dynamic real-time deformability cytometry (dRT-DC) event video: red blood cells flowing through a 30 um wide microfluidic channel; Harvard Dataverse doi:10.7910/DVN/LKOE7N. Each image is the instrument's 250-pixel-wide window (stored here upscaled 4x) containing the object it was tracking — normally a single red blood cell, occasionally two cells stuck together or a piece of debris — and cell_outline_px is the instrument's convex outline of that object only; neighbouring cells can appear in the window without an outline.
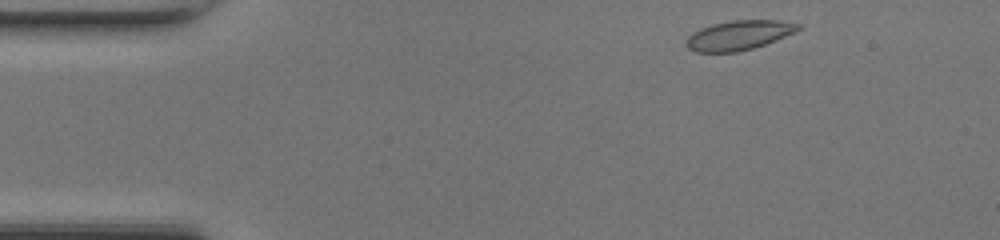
{"species": "common noctule bat (a hibernating species)", "species_latin": "Nyctalus noctula", "temperature_condition": "room temperature", "stored_images_in_passage": 42, "camera_frame_rate_fps": 3000, "um_per_image_px": 0.085, "animal": {"sex": "female", "body_mass_g": 17.0, "forearm_length_mm": 48.0}, "frame": {"image": 1, "passage_image": 1, "time_ms": 0.0, "image_size_px": [1000, 240], "cell_outline_px": [[800, 28], [796, 32], [776, 40], [752, 48], [736, 52], [696, 52], [688, 48], [684, 44], [688, 36], [692, 32], [700, 28], [712, 24], [732, 20], [776, 20], [800, 24]], "centroid_in_image_um": [62.76, 2.99], "position_along_channel_um": 22.2, "area_um2": 19.25}}
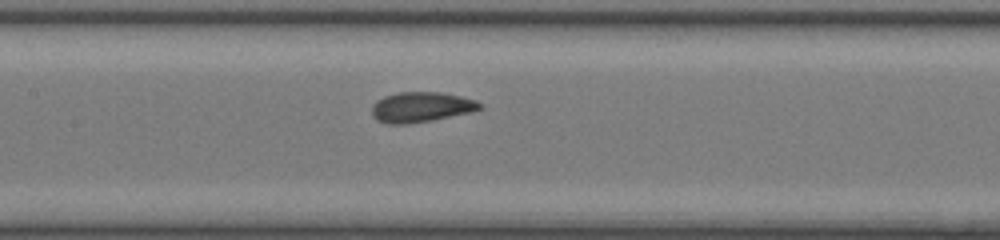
{"frame": {"image": 2, "passage_image": 17, "time_ms": 5.333, "image_size_px": [1000, 240], "cell_outline_px": [[484, 108], [468, 112], [432, 120], [408, 124], [388, 124], [376, 120], [372, 116], [372, 104], [376, 100], [384, 96], [396, 92], [440, 92], [460, 96], [476, 100], [484, 104]], "centroid_in_image_um": [35.77, 9.1], "position_along_channel_um": 171.6, "area_um2": 19.13}}
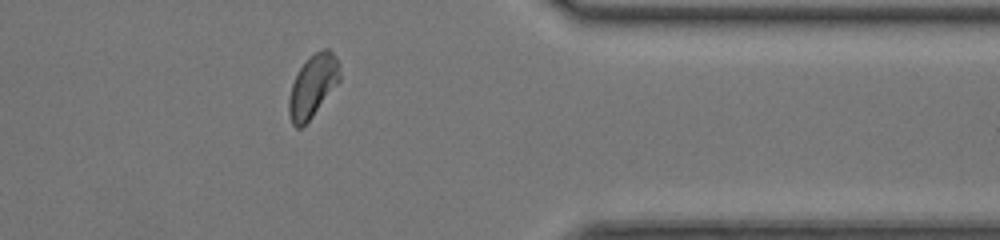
{"frame": {"image": 3, "passage_image": 33, "time_ms": 10.667, "image_size_px": [1000, 240], "cell_outline_px": [[340, 80], [312, 116], [300, 128], [296, 128], [292, 124], [288, 112], [288, 100], [292, 84], [300, 68], [308, 56], [324, 48], [328, 48], [336, 56], [340, 72]], "centroid_in_image_um": [26.57, 7.29], "position_along_channel_um": 384.8, "area_um2": 18.26}, "authors_computed_cell_mechanics": {"area_um2": 18.6405, "velocity_mm_per_s": 4.3151, "shape_relaxation_time_tau1_ms": 2.0836, "shape_relaxation_time_tau2_ms": null, "deformation_change_tau1": 0.0688, "deformation_change_tau2": null}}